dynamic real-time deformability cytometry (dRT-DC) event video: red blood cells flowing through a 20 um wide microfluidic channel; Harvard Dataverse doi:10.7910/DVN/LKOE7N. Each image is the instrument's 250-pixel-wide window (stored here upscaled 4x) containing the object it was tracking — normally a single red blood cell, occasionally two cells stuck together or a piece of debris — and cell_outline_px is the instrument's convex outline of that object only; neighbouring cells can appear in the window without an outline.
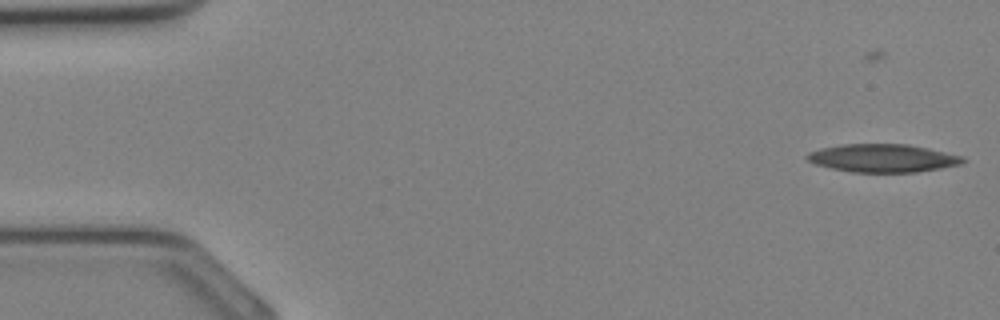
{"species": "Egyptian fruit bat (a non-hibernating species)", "species_latin": "Rousettus aegyptiacus", "temperature_condition": "cold", "stored_images_in_passage": 31, "camera_frame_rate_fps": 3000, "um_per_image_px": 0.085, "animal": {"sex": "female"}, "frame": {"image": 1, "passage_image": 4, "time_ms": 1.0, "image_size_px": [1000, 320], "cell_outline_px": [[968, 160], [960, 164], [940, 168], [916, 172], [852, 172], [832, 168], [816, 164], [808, 160], [804, 156], [808, 152], [820, 148], [840, 144], [908, 144], [928, 148], [964, 156]], "centroid_in_image_um": [75.04, 13.43], "position_along_channel_um": 10.0, "area_um2": 25.55}}
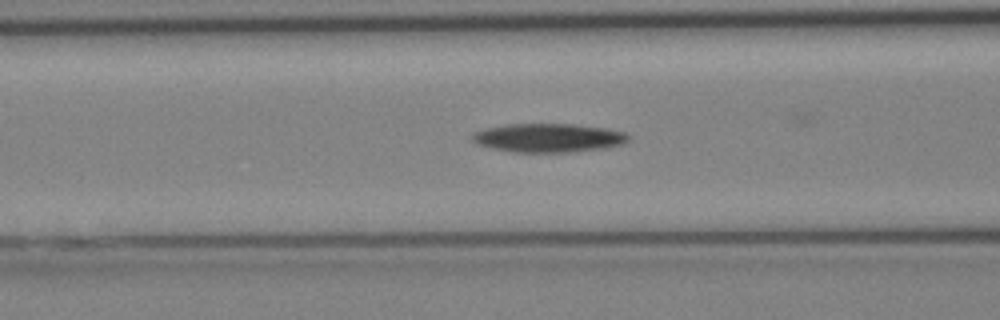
{"frame": {"image": 2, "passage_image": 16, "time_ms": 5.0, "image_size_px": [1000, 320], "cell_outline_px": [[632, 136], [624, 144], [604, 148], [572, 152], [516, 152], [492, 148], [476, 144], [472, 140], [472, 132], [484, 128], [508, 124], [572, 124], [608, 128], [624, 132]], "centroid_in_image_um": [46.63, 11.71], "position_along_channel_um": 120.0, "area_um2": 26.36}}
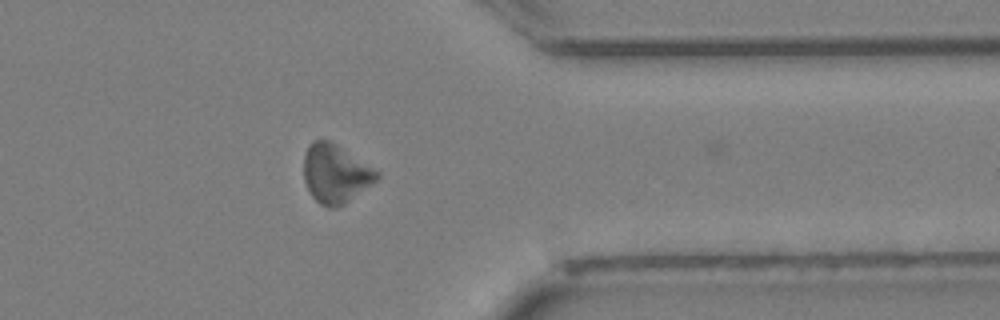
{"frame": {"image": 3, "passage_image": 30, "time_ms": 9.667, "image_size_px": [1000, 320], "cell_outline_px": [[380, 176], [376, 180], [344, 204], [336, 208], [328, 208], [320, 204], [312, 196], [304, 180], [304, 156], [308, 144], [312, 140], [328, 140], [336, 144], [380, 172]], "centroid_in_image_um": [28.49, 14.76], "position_along_channel_um": 382.9, "area_um2": 24.74}}